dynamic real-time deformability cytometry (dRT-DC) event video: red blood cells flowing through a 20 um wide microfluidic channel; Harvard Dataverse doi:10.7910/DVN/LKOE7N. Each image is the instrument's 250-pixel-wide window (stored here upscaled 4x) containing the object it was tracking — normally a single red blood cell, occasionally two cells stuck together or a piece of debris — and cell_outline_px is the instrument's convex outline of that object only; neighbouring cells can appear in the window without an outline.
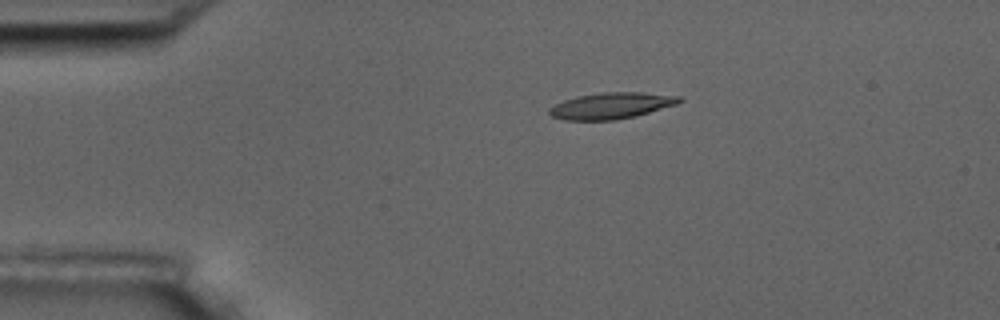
{"species": "common noctule bat (a hibernating species)", "species_latin": "Nyctalus noctula", "temperature_condition": "room temperature", "stored_images_in_passage": 6, "camera_frame_rate_fps": 3000, "um_per_image_px": 0.085, "animal": {"sex": "male", "body_mass_g": 17.5, "forearm_length_mm": 52.3}, "frame": {"image": 1, "passage_image": 1, "time_ms": 0.0, "image_size_px": [1000, 320], "cell_outline_px": [[684, 100], [676, 104], [636, 116], [616, 120], [564, 120], [552, 116], [548, 112], [548, 108], [564, 100], [576, 96], [604, 92], [640, 92], [680, 96]], "centroid_in_image_um": [51.95, 8.98], "position_along_channel_um": 33.0, "area_um2": 19.88}}
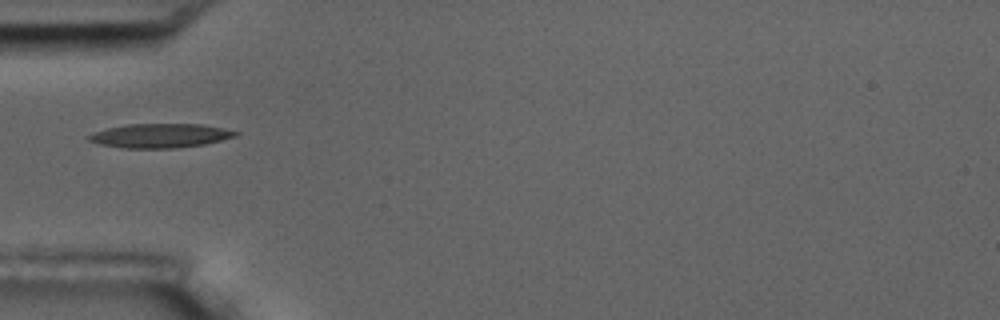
{"frame": {"image": 2, "passage_image": 3, "time_ms": 2.333, "image_size_px": [1000, 320], "cell_outline_px": [[240, 132], [236, 136], [204, 144], [172, 148], [124, 148], [100, 144], [88, 140], [88, 136], [96, 132], [108, 128], [128, 124], [204, 124], [224, 128]], "centroid_in_image_um": [13.65, 11.52], "position_along_channel_um": 71.4, "area_um2": 20.4}}
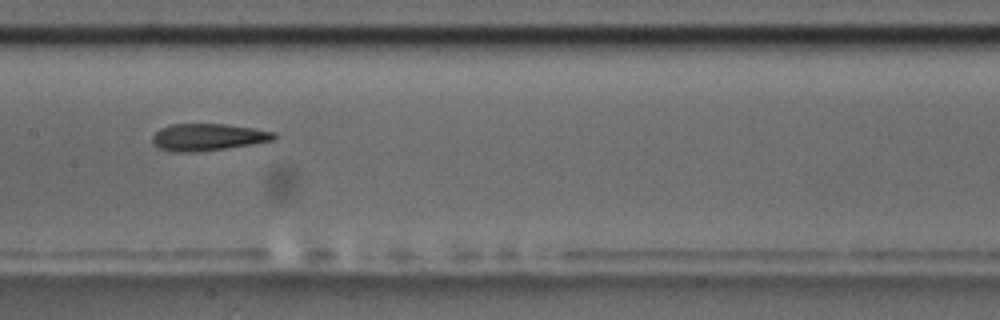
{"frame": {"image": 3, "passage_image": 6, "time_ms": 5.667, "image_size_px": [1000, 320], "cell_outline_px": [[276, 140], [252, 144], [200, 152], [176, 152], [160, 148], [152, 140], [152, 136], [160, 128], [172, 124], [228, 124], [276, 132]], "centroid_in_image_um": [17.71, 11.65], "position_along_channel_um": 189.7, "area_um2": 19.13}}